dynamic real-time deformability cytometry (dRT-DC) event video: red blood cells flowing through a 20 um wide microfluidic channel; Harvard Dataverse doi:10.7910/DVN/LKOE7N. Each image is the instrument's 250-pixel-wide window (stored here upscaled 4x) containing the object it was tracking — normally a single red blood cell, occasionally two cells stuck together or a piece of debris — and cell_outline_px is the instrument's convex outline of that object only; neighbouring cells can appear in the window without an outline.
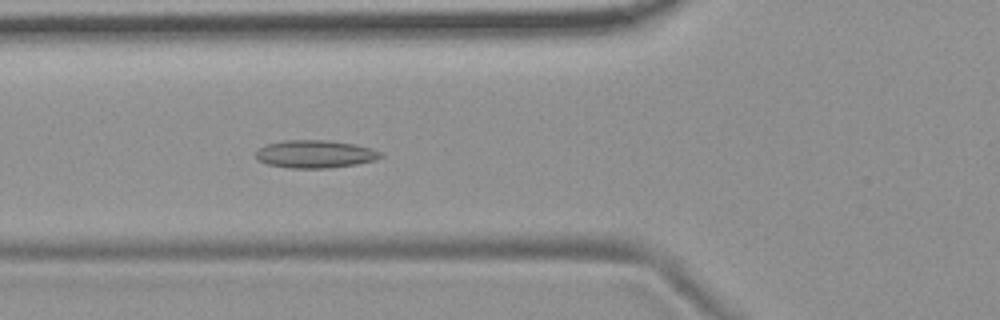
{"species": "common noctule bat (a hibernating species)", "species_latin": "Nyctalus noctula", "temperature_condition": "room temperature", "stored_images_in_passage": 53, "camera_frame_rate_fps": 3000, "um_per_image_px": 0.085, "animal": {"sex": "female", "body_mass_g": 19.9}, "frame": {"image": 1, "passage_image": 19, "time_ms": 6.0, "image_size_px": [1000, 320], "cell_outline_px": [[384, 156], [376, 160], [356, 164], [328, 168], [288, 168], [268, 164], [256, 160], [256, 152], [260, 148], [268, 144], [284, 140], [328, 140], [356, 144], [372, 148], [384, 152]], "centroid_in_image_um": [26.84, 13.09], "position_along_channel_um": 99.0, "area_um2": 20.4}}
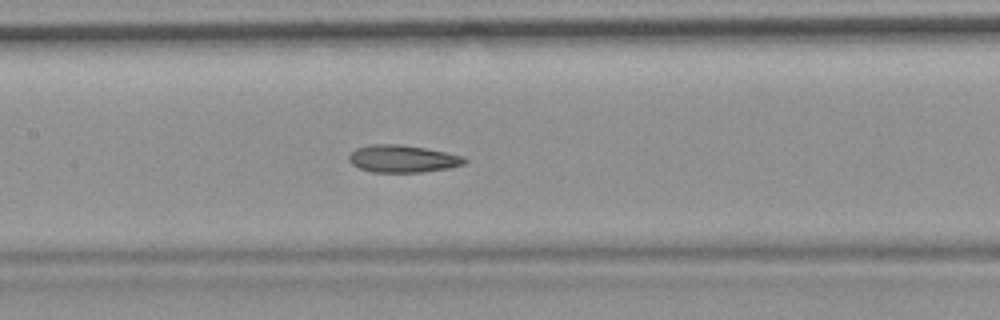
{"frame": {"image": 2, "passage_image": 25, "time_ms": 8.0, "image_size_px": [1000, 320], "cell_outline_px": [[468, 160], [464, 164], [452, 168], [424, 172], [372, 172], [360, 168], [352, 164], [348, 160], [348, 156], [356, 148], [372, 144], [396, 144], [424, 148], [464, 156]], "centroid_in_image_um": [34.24, 13.5], "position_along_channel_um": 173.2, "area_um2": 18.44}}
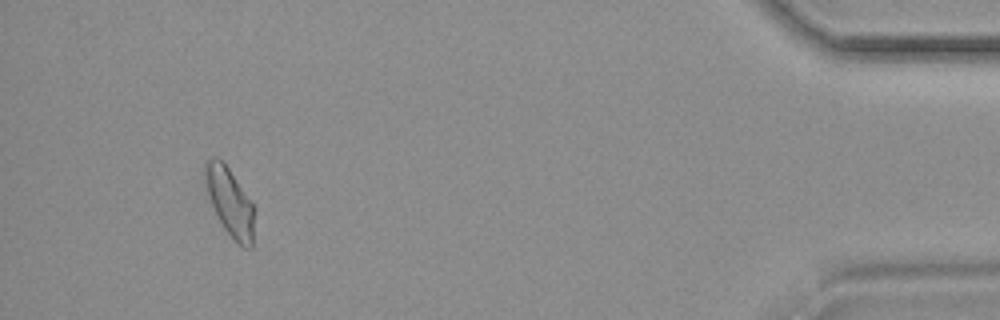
{"frame": {"image": 3, "passage_image": 50, "time_ms": 16.333, "image_size_px": [1000, 320], "cell_outline_px": [[252, 248], [244, 248], [224, 228], [208, 196], [200, 172], [204, 160], [212, 156], [216, 156], [228, 168], [252, 204]], "centroid_in_image_um": [19.42, 17.04], "position_along_channel_um": 415.8, "area_um2": 19.13}, "authors_computed_cell_mechanics": {"area_um2": 18.9584, "velocity_mm_per_s": 3.7052, "shape_relaxation_time_tau1_ms": 10.3441, "shape_relaxation_time_tau2_ms": 3.6803, "deformation_change_tau1": 0.1855, "deformation_change_tau2": 0.0928}}